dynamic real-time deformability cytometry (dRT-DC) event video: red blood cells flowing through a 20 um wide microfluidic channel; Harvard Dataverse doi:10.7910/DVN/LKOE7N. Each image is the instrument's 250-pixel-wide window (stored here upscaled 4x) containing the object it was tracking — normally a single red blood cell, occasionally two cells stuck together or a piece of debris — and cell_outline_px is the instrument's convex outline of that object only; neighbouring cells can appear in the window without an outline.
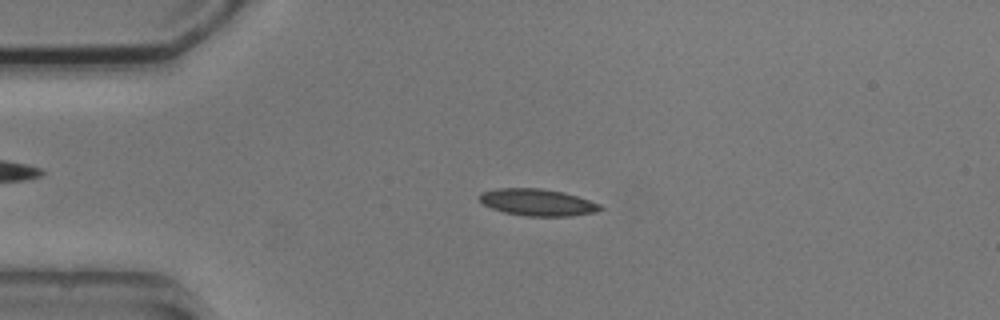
{"species": "common noctule bat (a hibernating species)", "species_latin": "Nyctalus noctula", "temperature_condition": "cold", "stored_images_in_passage": 4, "camera_frame_rate_fps": 3000, "um_per_image_px": 0.085, "animal": {"sex": "male", "body_mass_g": 20.5, "forearm_length_mm": 52.5}, "frame": {"image": 1, "passage_image": 4, "time_ms": 3.667, "image_size_px": [1000, 320], "cell_outline_px": [[604, 208], [596, 212], [572, 216], [524, 216], [504, 212], [492, 208], [484, 204], [480, 200], [480, 192], [496, 188], [540, 188], [564, 192], [600, 204]], "centroid_in_image_um": [45.69, 17.2], "position_along_channel_um": 39.3, "area_um2": 18.9}}